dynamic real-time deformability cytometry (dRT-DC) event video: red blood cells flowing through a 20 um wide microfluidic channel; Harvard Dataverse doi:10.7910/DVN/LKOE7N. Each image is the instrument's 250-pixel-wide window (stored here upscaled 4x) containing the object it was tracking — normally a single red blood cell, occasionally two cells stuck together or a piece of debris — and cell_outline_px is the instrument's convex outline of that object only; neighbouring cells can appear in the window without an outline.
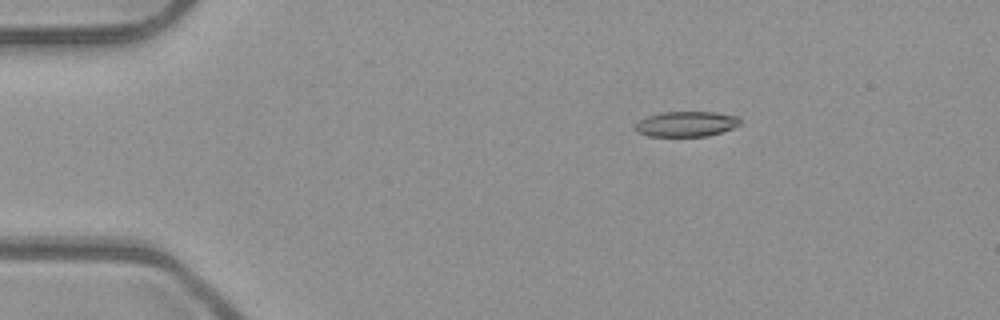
{"species": "common noctule bat (a hibernating species)", "species_latin": "Nyctalus noctula", "temperature_condition": "room temperature", "stored_images_in_passage": 5, "camera_frame_rate_fps": 3000, "um_per_image_px": 0.085, "animal": {"sex": "male", "body_mass_g": 23.1, "forearm_length_mm": 52.7}, "frame": {"image": 1, "passage_image": 3, "time_ms": 0.667, "image_size_px": [1000, 320], "cell_outline_px": [[740, 124], [732, 128], [708, 136], [648, 136], [636, 132], [636, 120], [660, 112], [716, 112], [736, 116], [740, 120]], "centroid_in_image_um": [58.29, 10.53], "position_along_channel_um": 26.7, "area_um2": 15.43}}